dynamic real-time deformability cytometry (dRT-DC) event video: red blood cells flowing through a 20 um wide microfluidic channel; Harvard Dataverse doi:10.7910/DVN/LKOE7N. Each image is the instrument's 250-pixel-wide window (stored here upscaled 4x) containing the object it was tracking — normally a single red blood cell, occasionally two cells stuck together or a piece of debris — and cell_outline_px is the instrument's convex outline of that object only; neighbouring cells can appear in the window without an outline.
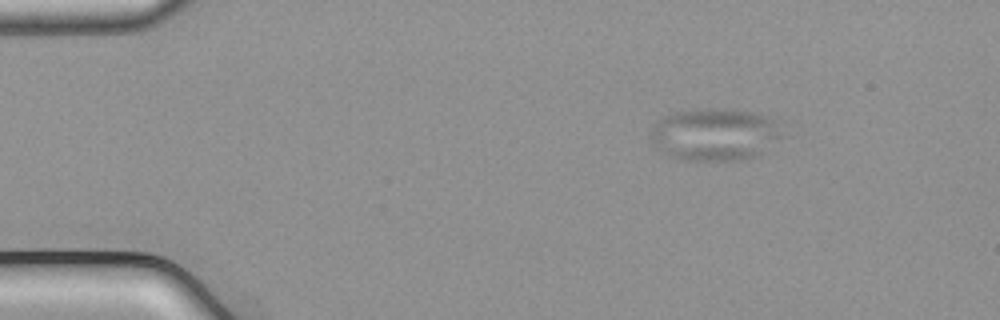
{"species": "common noctule bat (a hibernating species)", "species_latin": "Nyctalus noctula", "temperature_condition": "cold", "stored_images_in_passage": 47, "camera_frame_rate_fps": 3000, "um_per_image_px": 0.085, "animal": {"sex": "male", "body_mass_g": 21.5, "forearm_length_mm": 52.0}, "frame": {"image": 1, "passage_image": 1, "time_ms": 0.0, "image_size_px": [1000, 320], "cell_outline_px": [[788, 136], [760, 156], [740, 160], [684, 160], [672, 156], [656, 148], [652, 144], [652, 132], [656, 120], [664, 116], [676, 112], [708, 108], [728, 108], [756, 112], [768, 116], [776, 120]], "centroid_in_image_um": [60.9, 11.42], "position_along_channel_um": 24.1, "area_um2": 41.15}}
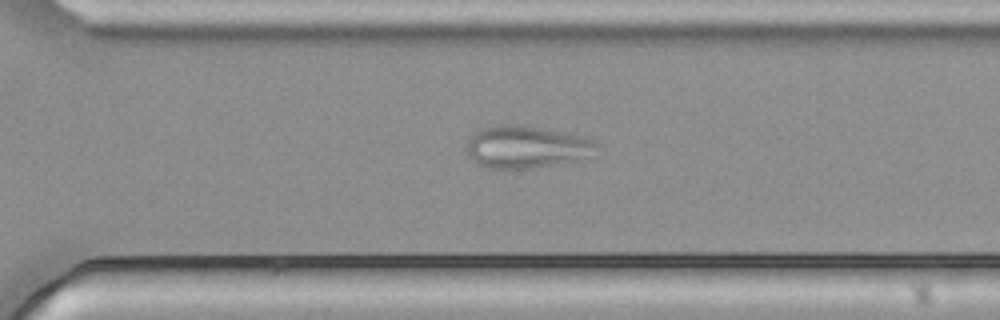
{"frame": {"image": 2, "passage_image": 31, "time_ms": 10.0, "image_size_px": [1000, 320], "cell_outline_px": [[600, 144], [596, 156], [556, 164], [532, 168], [488, 168], [476, 164], [468, 156], [468, 140], [480, 128], [492, 124], [520, 124], [564, 132], [584, 136]], "centroid_in_image_um": [44.79, 12.48], "position_along_channel_um": 325.8, "area_um2": 32.54}}
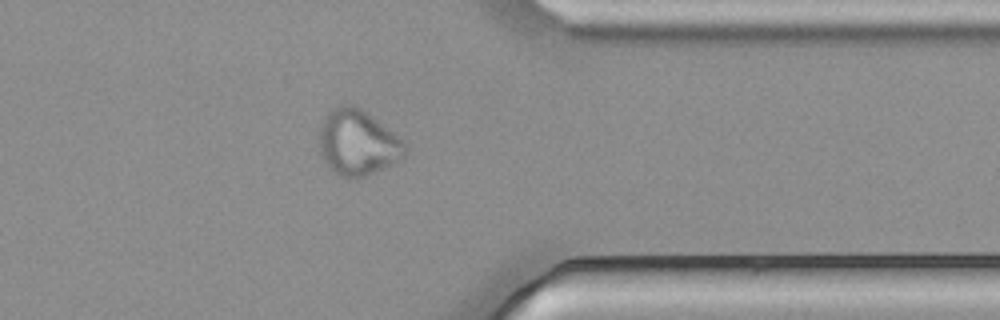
{"frame": {"image": 3, "passage_image": 36, "time_ms": 11.667, "image_size_px": [1000, 320], "cell_outline_px": [[404, 156], [400, 160], [392, 164], [364, 176], [352, 180], [340, 176], [324, 160], [320, 152], [320, 128], [324, 116], [332, 108], [340, 104], [352, 104], [360, 108], [388, 128], [404, 140]], "centroid_in_image_um": [30.39, 12.11], "position_along_channel_um": 381.0, "area_um2": 32.48}}